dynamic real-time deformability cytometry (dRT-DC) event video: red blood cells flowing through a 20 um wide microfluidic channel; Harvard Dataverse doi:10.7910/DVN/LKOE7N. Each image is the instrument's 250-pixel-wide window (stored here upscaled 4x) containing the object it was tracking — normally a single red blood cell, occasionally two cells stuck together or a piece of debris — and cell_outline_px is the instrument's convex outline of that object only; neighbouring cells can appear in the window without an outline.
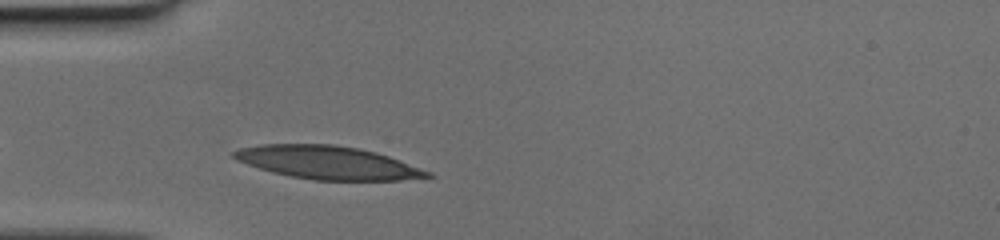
{"species": "human", "species_latin": "Homo sapiens", "temperature_condition": "cold", "stored_images_in_passage": 28, "camera_frame_rate_fps": 3000, "um_per_image_px": 0.085, "donor": {"sex": "female"}, "frame": {"image": 1, "passage_image": 3, "time_ms": 0.667, "image_size_px": [1000, 240], "cell_outline_px": [[436, 176], [400, 180], [316, 180], [292, 176], [272, 172], [236, 160], [232, 156], [232, 152], [236, 148], [260, 144], [332, 144], [360, 148], [376, 152], [388, 156], [432, 172]], "centroid_in_image_um": [27.85, 13.81], "position_along_channel_um": 57.2, "area_um2": 37.34}}
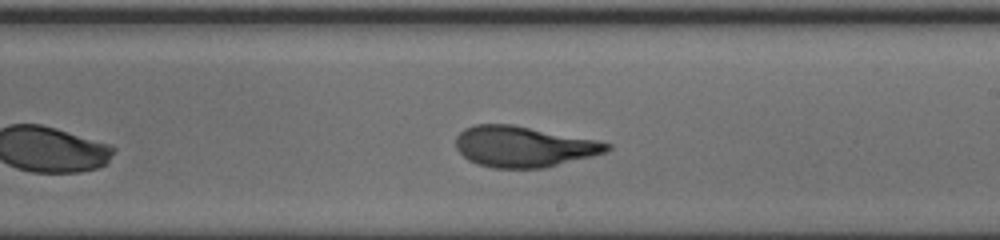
{"frame": {"image": 2, "passage_image": 17, "time_ms": 5.333, "image_size_px": [1000, 240], "cell_outline_px": [[612, 148], [604, 152], [592, 156], [544, 168], [492, 168], [476, 164], [468, 160], [456, 148], [456, 136], [464, 128], [476, 124], [512, 124], [596, 140], [612, 144]], "centroid_in_image_um": [44.48, 12.46], "position_along_channel_um": 244.5, "area_um2": 35.89}}
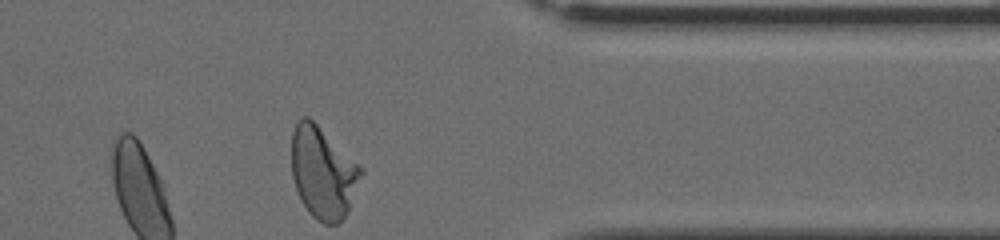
{"frame": {"image": 3, "passage_image": 28, "time_ms": 9.0, "image_size_px": [1000, 240], "cell_outline_px": [[364, 172], [348, 212], [336, 224], [324, 224], [316, 220], [308, 212], [300, 200], [292, 176], [292, 128], [296, 120], [300, 116], [308, 116], [360, 164], [364, 168]], "centroid_in_image_um": [27.45, 14.66], "position_along_channel_um": 383.9, "area_um2": 37.51}}